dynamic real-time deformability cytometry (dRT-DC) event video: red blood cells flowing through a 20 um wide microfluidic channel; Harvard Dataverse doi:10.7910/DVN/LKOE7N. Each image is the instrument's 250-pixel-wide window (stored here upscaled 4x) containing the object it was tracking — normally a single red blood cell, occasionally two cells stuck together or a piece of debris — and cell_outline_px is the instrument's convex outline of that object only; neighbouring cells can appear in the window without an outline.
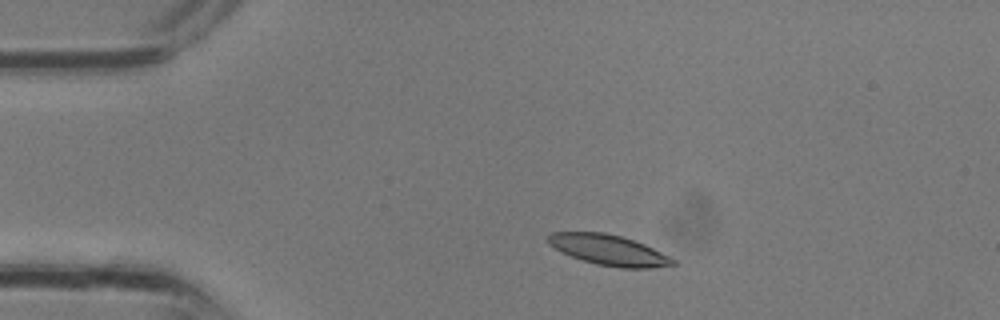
{"species": "common noctule bat (a hibernating species)", "species_latin": "Nyctalus noctula", "temperature_condition": "room temperature", "stored_images_in_passage": 3, "camera_frame_rate_fps": 3000, "um_per_image_px": 0.085, "animal": {"sex": "male", "body_mass_g": 13.3}, "frame": {"image": 1, "passage_image": 2, "time_ms": 0.333, "image_size_px": [1000, 320], "cell_outline_px": [[676, 264], [652, 268], [620, 268], [596, 264], [572, 256], [548, 244], [548, 232], [604, 232], [620, 236], [644, 244], [676, 260]], "centroid_in_image_um": [51.74, 21.25], "position_along_channel_um": 33.3, "area_um2": 21.85}}
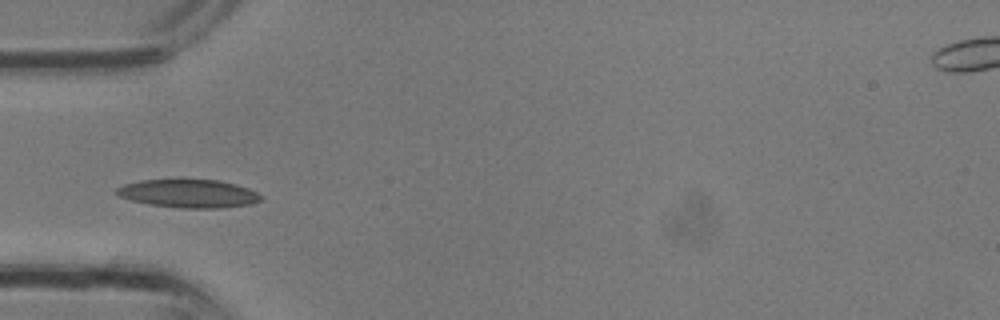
{"frame": {"image": 2, "passage_image": 3, "time_ms": 0.667, "image_size_px": [1000, 320], "cell_outline_px": [[264, 196], [260, 200], [252, 204], [220, 208], [180, 208], [148, 204], [132, 200], [120, 196], [112, 192], [116, 188], [124, 184], [140, 180], [216, 180], [236, 184], [248, 188]], "centroid_in_image_um": [16.03, 16.46], "position_along_channel_um": 69.0, "area_um2": 23.76}}